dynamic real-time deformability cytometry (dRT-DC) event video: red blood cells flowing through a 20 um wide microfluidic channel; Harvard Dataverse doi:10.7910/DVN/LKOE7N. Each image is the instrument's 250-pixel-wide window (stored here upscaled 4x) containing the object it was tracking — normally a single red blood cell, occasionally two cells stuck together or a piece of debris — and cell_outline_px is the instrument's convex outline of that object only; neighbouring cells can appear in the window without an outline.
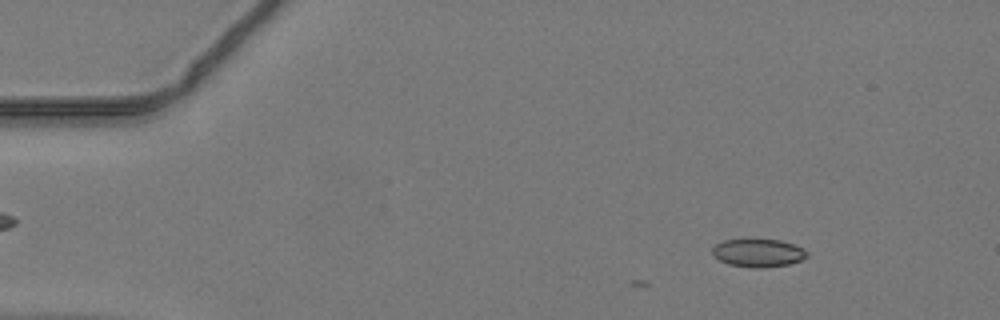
{"species": "common noctule bat (a hibernating species)", "species_latin": "Nyctalus noctula", "temperature_condition": "warm", "stored_images_in_passage": 2, "camera_frame_rate_fps": 3000, "um_per_image_px": 0.085, "animal": {"sex": "male", "body_mass_g": 19.2, "forearm_length_mm": 51.8}, "frame": {"image": 1, "passage_image": 2, "time_ms": 0.333, "image_size_px": [1000, 320], "cell_outline_px": [[808, 256], [800, 260], [788, 264], [764, 268], [752, 268], [728, 264], [720, 260], [712, 252], [712, 248], [716, 244], [724, 240], [780, 240], [804, 248], [808, 252]], "centroid_in_image_um": [64.47, 21.51], "position_along_channel_um": 20.5, "area_um2": 15.32}}